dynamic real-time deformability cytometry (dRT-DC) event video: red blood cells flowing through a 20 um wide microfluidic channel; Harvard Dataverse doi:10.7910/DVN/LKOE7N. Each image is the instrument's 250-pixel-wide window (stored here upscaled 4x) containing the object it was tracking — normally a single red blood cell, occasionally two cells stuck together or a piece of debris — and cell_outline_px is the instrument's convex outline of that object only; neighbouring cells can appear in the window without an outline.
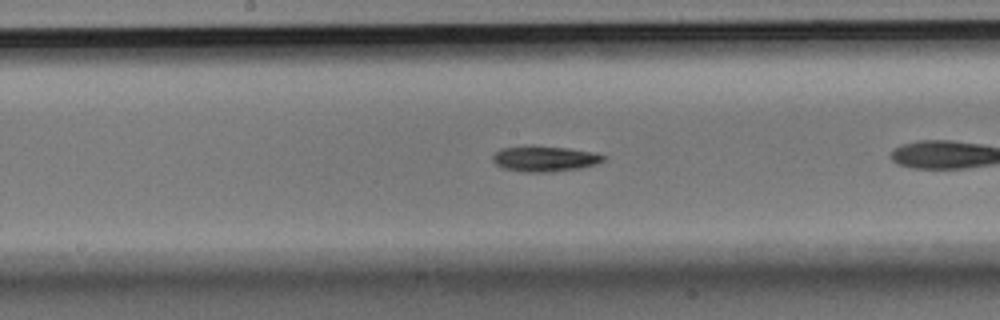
{"species": "Egyptian fruit bat (a non-hibernating species)", "species_latin": "Rousettus aegyptiacus", "temperature_condition": "room temperature", "stored_images_in_passage": 32, "camera_frame_rate_fps": 3000, "um_per_image_px": 0.085, "animal": {"sex": "male"}, "frame": {"image": 1, "passage_image": 10, "time_ms": 3.0, "image_size_px": [1000, 320], "cell_outline_px": [[604, 160], [596, 164], [580, 168], [552, 172], [524, 172], [504, 168], [496, 164], [492, 160], [492, 156], [500, 148], [524, 144], [532, 144], [568, 148], [592, 152], [604, 156]], "centroid_in_image_um": [46.23, 13.46], "position_along_channel_um": 202.0, "area_um2": 16.82}}